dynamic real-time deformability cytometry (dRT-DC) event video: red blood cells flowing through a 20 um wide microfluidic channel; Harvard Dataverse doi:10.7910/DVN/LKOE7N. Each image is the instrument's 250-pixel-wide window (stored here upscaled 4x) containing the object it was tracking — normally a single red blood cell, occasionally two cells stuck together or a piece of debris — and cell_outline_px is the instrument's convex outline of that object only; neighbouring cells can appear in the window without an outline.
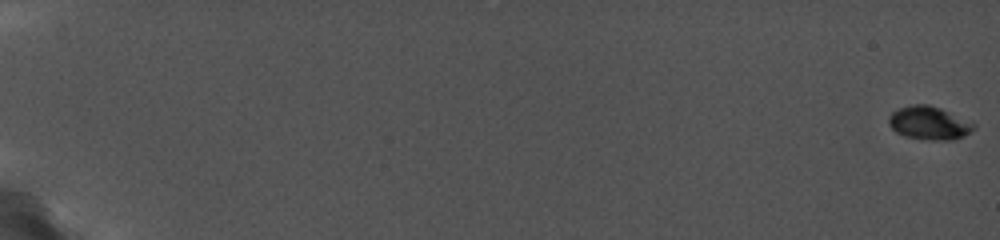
{"species": "common noctule bat (a hibernating species)", "species_latin": "Nyctalus noctula", "temperature_condition": "cold", "stored_images_in_passage": 14, "camera_frame_rate_fps": 5000, "um_per_image_px": 0.085, "animal": {"sex": "female", "body_mass_g": 19.0, "forearm_length_mm": 56.7}, "frame": {"image": 1, "passage_image": 1, "time_ms": 0.0, "image_size_px": [1000, 240], "cell_outline_px": [[976, 128], [952, 140], [924, 140], [904, 136], [896, 132], [888, 124], [888, 116], [892, 112], [900, 108], [916, 104], [928, 104], [940, 108], [976, 124]], "centroid_in_image_um": [78.93, 10.46], "position_along_channel_um": 6.1, "area_um2": 16.36}}